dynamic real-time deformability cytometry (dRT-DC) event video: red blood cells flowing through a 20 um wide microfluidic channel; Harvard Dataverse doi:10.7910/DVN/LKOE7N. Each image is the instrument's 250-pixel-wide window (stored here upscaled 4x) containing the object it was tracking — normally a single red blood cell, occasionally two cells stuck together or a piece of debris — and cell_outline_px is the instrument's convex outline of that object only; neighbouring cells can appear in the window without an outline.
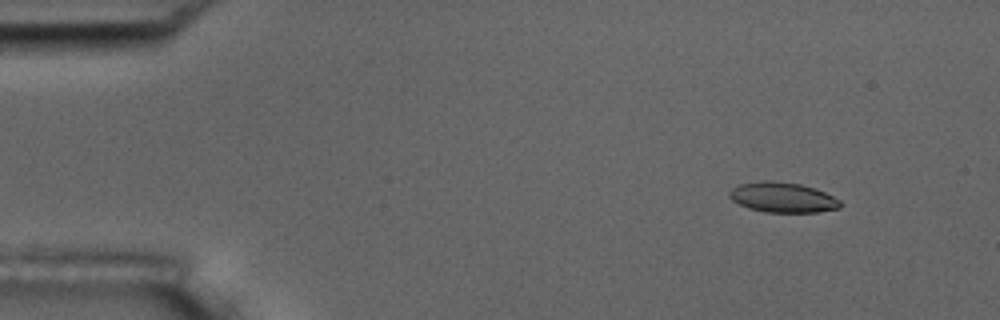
{"species": "common noctule bat (a hibernating species)", "species_latin": "Nyctalus noctula", "temperature_condition": "room temperature", "stored_images_in_passage": 4, "camera_frame_rate_fps": 3000, "um_per_image_px": 0.085, "animal": {"sex": "male", "body_mass_g": 17.5, "forearm_length_mm": 52.3}, "frame": {"image": 1, "passage_image": 2, "time_ms": 1.0, "image_size_px": [1000, 320], "cell_outline_px": [[844, 204], [840, 208], [820, 212], [764, 212], [748, 208], [732, 200], [728, 196], [728, 192], [732, 188], [740, 184], [764, 180], [772, 180], [800, 184], [824, 192], [840, 200]], "centroid_in_image_um": [66.53, 16.78], "position_along_channel_um": 18.5, "area_um2": 19.54}}
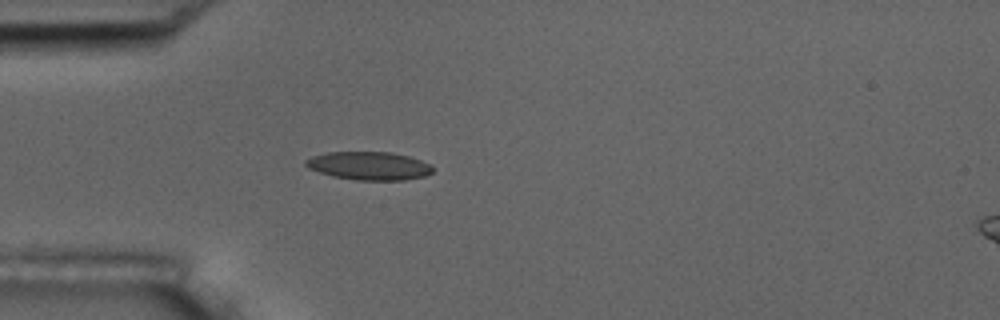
{"frame": {"image": 2, "passage_image": 4, "time_ms": 4.333, "image_size_px": [1000, 320], "cell_outline_px": [[432, 172], [424, 176], [404, 180], [356, 180], [332, 176], [308, 168], [304, 164], [304, 160], [312, 156], [328, 152], [392, 152], [408, 156], [420, 160], [428, 164], [432, 168]], "centroid_in_image_um": [31.33, 14.09], "position_along_channel_um": 53.7, "area_um2": 20.81}}